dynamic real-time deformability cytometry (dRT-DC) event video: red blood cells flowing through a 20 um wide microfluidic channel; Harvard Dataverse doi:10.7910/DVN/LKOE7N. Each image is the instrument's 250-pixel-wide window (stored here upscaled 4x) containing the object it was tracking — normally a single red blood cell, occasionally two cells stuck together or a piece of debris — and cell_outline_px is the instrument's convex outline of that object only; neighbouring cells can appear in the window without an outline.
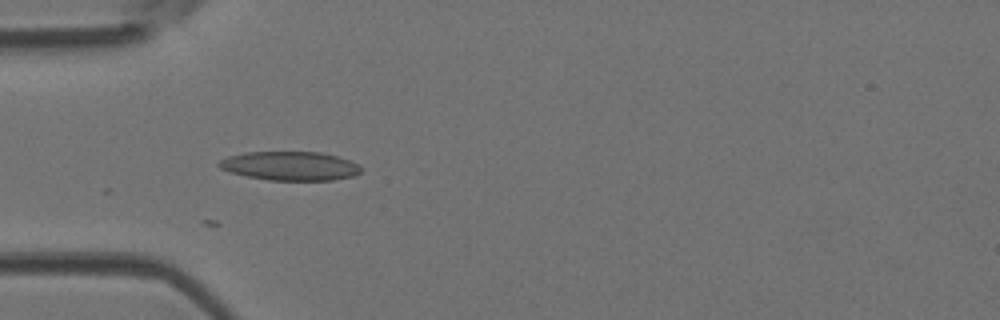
{"species": "Egyptian fruit bat (a non-hibernating species)", "species_latin": "Rousettus aegyptiacus", "temperature_condition": "room temperature", "stored_images_in_passage": 19, "camera_frame_rate_fps": 3000, "um_per_image_px": 0.085, "animal": {"sex": "female"}, "frame": {"image": 1, "passage_image": 8, "time_ms": 2.333, "image_size_px": [1000, 320], "cell_outline_px": [[364, 168], [360, 172], [352, 176], [332, 180], [268, 180], [228, 172], [220, 168], [216, 164], [220, 160], [228, 156], [244, 152], [320, 152], [336, 156], [360, 164]], "centroid_in_image_um": [24.65, 14.1], "position_along_channel_um": 60.4, "area_um2": 23.99}}
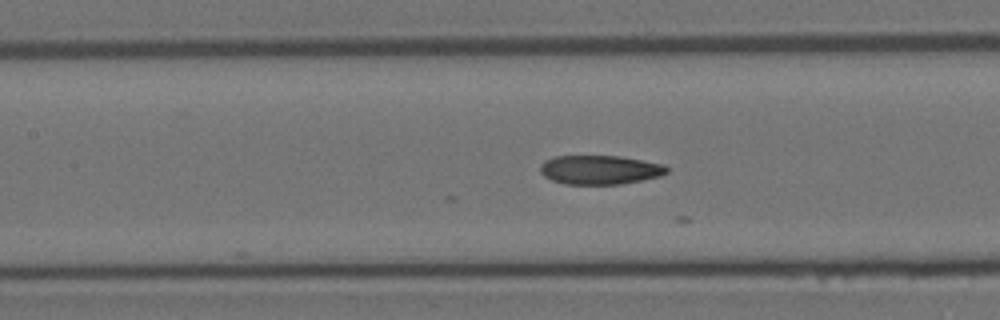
{"frame": {"image": 2, "passage_image": 15, "time_ms": 4.667, "image_size_px": [1000, 320], "cell_outline_px": [[668, 172], [660, 176], [620, 184], [564, 184], [552, 180], [544, 176], [540, 172], [540, 164], [544, 160], [556, 156], [620, 156], [664, 164], [668, 168]], "centroid_in_image_um": [50.97, 14.43], "position_along_channel_um": 156.4, "area_um2": 21.44}}
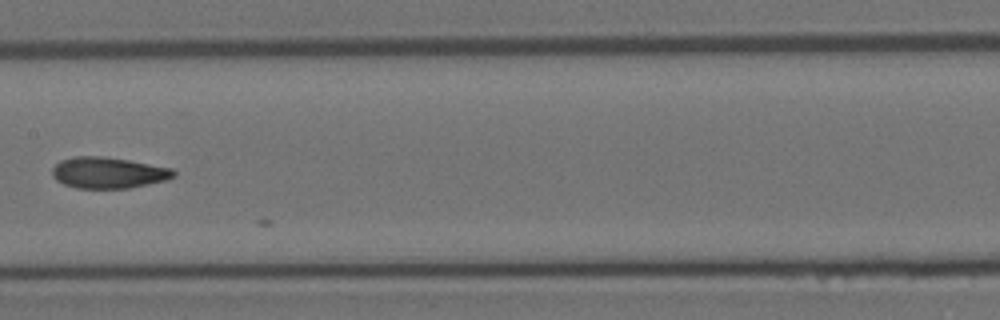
{"frame": {"image": 3, "passage_image": 18, "time_ms": 5.667, "image_size_px": [1000, 320], "cell_outline_px": [[176, 176], [164, 180], [148, 184], [128, 188], [76, 188], [64, 184], [56, 180], [52, 176], [52, 168], [60, 160], [76, 156], [104, 156], [128, 160], [172, 168], [176, 172]], "centroid_in_image_um": [9.18, 14.68], "position_along_channel_um": 198.2, "area_um2": 22.02}}